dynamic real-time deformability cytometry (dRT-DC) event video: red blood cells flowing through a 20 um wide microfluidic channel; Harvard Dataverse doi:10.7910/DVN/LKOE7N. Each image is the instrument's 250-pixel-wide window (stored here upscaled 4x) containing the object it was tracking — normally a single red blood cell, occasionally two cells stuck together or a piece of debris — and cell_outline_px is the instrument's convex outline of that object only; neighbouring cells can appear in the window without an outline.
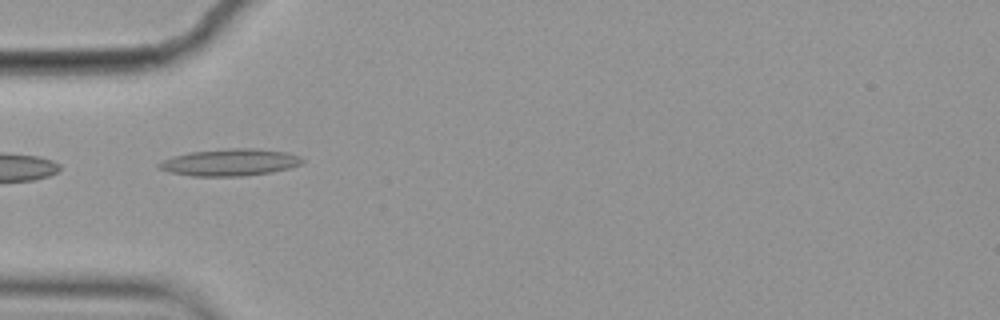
{"species": "common noctule bat (a hibernating species)", "species_latin": "Nyctalus noctula", "temperature_condition": "cold", "stored_images_in_passage": 4, "camera_frame_rate_fps": 3000, "um_per_image_px": 0.085, "animal": {"sex": "female", "body_mass_g": 19.9}, "frame": {"image": 1, "passage_image": 3, "time_ms": 0.667, "image_size_px": [1000, 320], "cell_outline_px": [[304, 160], [300, 164], [288, 168], [272, 172], [244, 176], [192, 176], [168, 172], [156, 168], [156, 164], [164, 160], [176, 156], [192, 152], [228, 148], [256, 148], [284, 152], [300, 156]], "centroid_in_image_um": [19.53, 13.81], "position_along_channel_um": 65.5, "area_um2": 22.43}}